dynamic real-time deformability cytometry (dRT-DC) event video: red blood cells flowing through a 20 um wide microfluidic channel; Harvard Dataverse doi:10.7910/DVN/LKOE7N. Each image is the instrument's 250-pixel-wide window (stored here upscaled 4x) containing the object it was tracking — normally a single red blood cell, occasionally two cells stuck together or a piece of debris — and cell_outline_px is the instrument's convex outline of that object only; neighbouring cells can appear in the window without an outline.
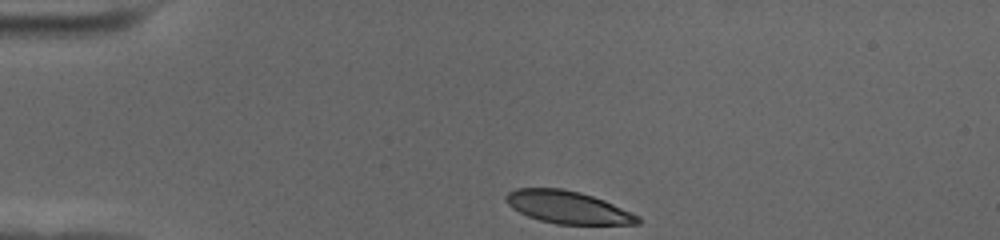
{"species": "human", "species_latin": "Homo sapiens", "temperature_condition": "cold", "stored_images_in_passage": 37, "camera_frame_rate_fps": 3000, "um_per_image_px": 0.085, "donor": {"sex": "female"}, "frame": {"image": 1, "passage_image": 1, "time_ms": 0.0, "image_size_px": [1000, 240], "cell_outline_px": [[640, 224], [556, 224], [540, 220], [528, 216], [512, 208], [504, 200], [504, 196], [508, 192], [516, 188], [560, 188], [580, 192], [604, 200], [640, 216]], "centroid_in_image_um": [48.24, 17.61], "position_along_channel_um": 36.8, "area_um2": 24.91}}
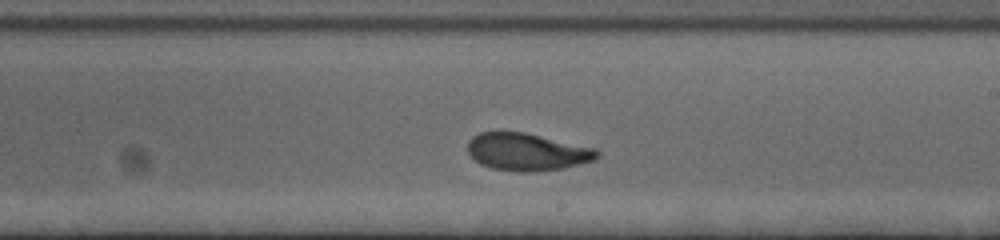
{"frame": {"image": 2, "passage_image": 22, "time_ms": 7.0, "image_size_px": [1000, 240], "cell_outline_px": [[600, 156], [596, 160], [564, 168], [536, 172], [516, 172], [492, 168], [480, 164], [468, 152], [468, 140], [472, 136], [480, 132], [524, 132], [596, 148], [600, 152]], "centroid_in_image_um": [44.83, 12.92], "position_along_channel_um": 244.2, "area_um2": 28.44}}
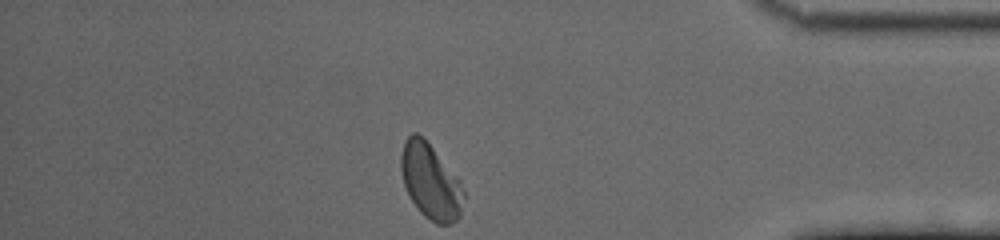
{"frame": {"image": 3, "passage_image": 37, "time_ms": 12.0, "image_size_px": [1000, 240], "cell_outline_px": [[464, 196], [460, 216], [452, 224], [436, 224], [424, 216], [420, 212], [412, 200], [404, 184], [400, 168], [400, 156], [404, 140], [412, 132], [416, 132], [424, 136], [460, 180], [464, 192]], "centroid_in_image_um": [36.59, 15.39], "position_along_channel_um": 398.6, "area_um2": 27.74}, "authors_computed_cell_mechanics": {"area_um2": 27.9752, "velocity_mm_per_s": 3.6384, "shape_relaxation_time_tau1_ms": 4.2572, "shape_relaxation_time_tau2_ms": 1.0494, "deformation_change_tau1": 0.1555, "deformation_change_tau2": 0.0635}}